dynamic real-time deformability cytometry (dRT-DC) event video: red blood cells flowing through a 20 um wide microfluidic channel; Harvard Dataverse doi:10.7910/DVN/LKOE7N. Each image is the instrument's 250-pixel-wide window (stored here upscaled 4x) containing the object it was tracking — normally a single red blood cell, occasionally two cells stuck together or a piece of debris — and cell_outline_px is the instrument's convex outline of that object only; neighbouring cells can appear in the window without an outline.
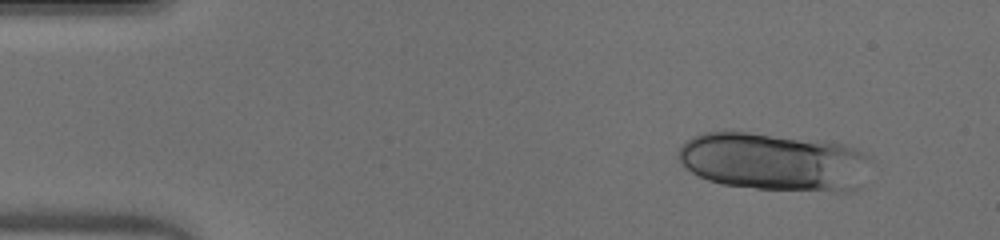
{"species": "human", "species_latin": "Homo sapiens", "temperature_condition": "warm", "stored_images_in_passage": 49, "camera_frame_rate_fps": 3000, "um_per_image_px": 0.085, "donor": {"sex": "male"}, "frame": {"image": 1, "passage_image": 5, "time_ms": 1.333, "image_size_px": [1000, 240], "cell_outline_px": [[872, 160], [860, 188], [848, 192], [836, 192], [756, 188], [720, 184], [708, 180], [684, 168], [676, 156], [680, 144], [692, 136], [704, 132], [724, 128], [732, 128], [824, 140], [840, 144], [864, 152], [872, 156]], "centroid_in_image_um": [65.76, 13.7], "position_along_channel_um": 19.2, "area_um2": 67.39}}